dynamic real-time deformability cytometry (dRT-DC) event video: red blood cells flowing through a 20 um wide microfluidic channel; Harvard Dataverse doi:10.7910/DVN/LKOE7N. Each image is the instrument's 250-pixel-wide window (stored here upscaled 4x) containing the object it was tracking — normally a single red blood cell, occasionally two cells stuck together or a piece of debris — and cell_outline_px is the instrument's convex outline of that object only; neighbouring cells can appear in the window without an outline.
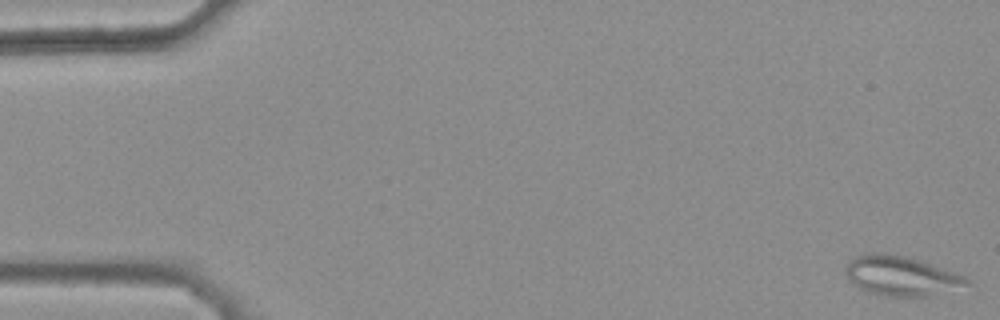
{"species": "common noctule bat (a hibernating species)", "species_latin": "Nyctalus noctula", "temperature_condition": "warm", "stored_images_in_passage": 44, "camera_frame_rate_fps": 3000, "um_per_image_px": 0.085, "animal": {"sex": "female", "body_mass_g": 25.1}, "frame": {"image": 1, "passage_image": 1, "time_ms": 0.0, "image_size_px": [1000, 320], "cell_outline_px": [[972, 284], [928, 296], [884, 296], [868, 292], [852, 284], [848, 280], [844, 272], [844, 268], [848, 260], [856, 256], [872, 252], [880, 252], [904, 256], [920, 260], [964, 276], [972, 280]], "centroid_in_image_um": [76.54, 23.44], "position_along_channel_um": 8.5, "area_um2": 28.09}}
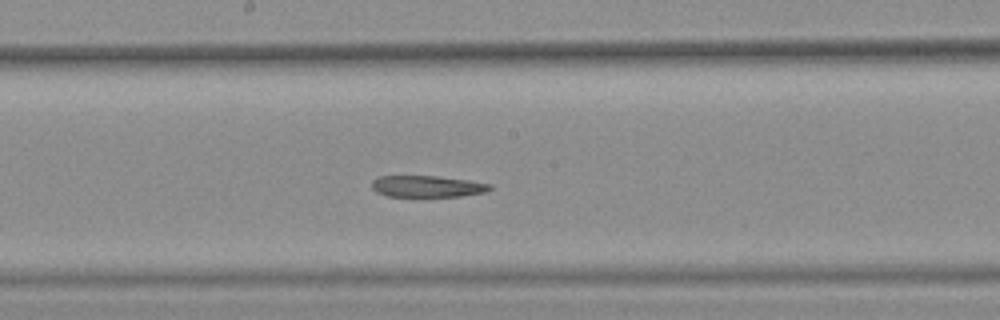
{"frame": {"image": 2, "passage_image": 28, "time_ms": 9.0, "image_size_px": [1000, 320], "cell_outline_px": [[492, 188], [484, 192], [460, 196], [388, 196], [376, 192], [372, 188], [372, 180], [380, 176], [436, 176], [468, 180], [492, 184]], "centroid_in_image_um": [36.3, 15.83], "position_along_channel_um": 211.9, "area_um2": 14.68}}
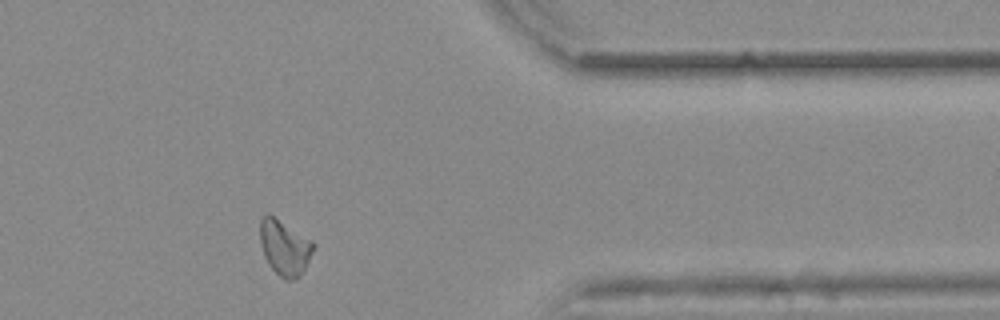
{"frame": {"image": 3, "passage_image": 43, "time_ms": 14.0, "image_size_px": [1000, 320], "cell_outline_px": [[316, 248], [300, 276], [296, 280], [288, 280], [280, 276], [268, 264], [264, 256], [260, 240], [260, 220], [268, 212], [312, 240], [316, 244]], "centroid_in_image_um": [24.22, 21.03], "position_along_channel_um": 387.2, "area_um2": 17.34}}